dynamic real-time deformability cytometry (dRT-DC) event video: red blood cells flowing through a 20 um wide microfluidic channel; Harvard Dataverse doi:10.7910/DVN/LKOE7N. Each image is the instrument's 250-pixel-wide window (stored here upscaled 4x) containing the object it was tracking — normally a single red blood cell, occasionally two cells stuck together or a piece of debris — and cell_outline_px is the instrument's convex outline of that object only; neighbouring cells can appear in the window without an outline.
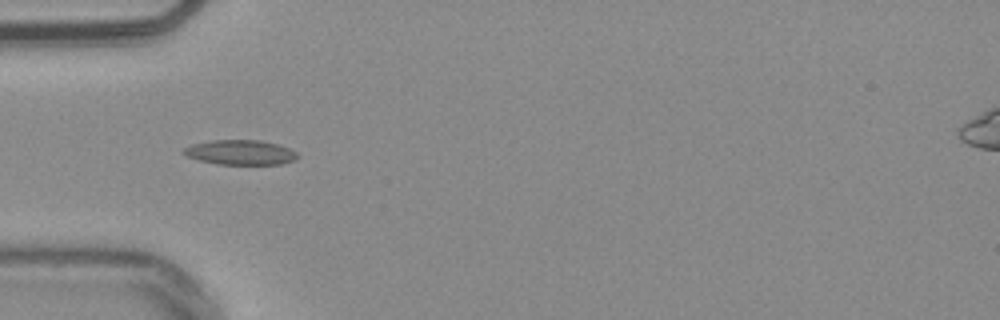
{"species": "common noctule bat (a hibernating species)", "species_latin": "Nyctalus noctula", "temperature_condition": "warm", "stored_images_in_passage": 37, "camera_frame_rate_fps": 3000, "um_per_image_px": 0.085, "animal": {"sex": "male", "body_mass_g": 20.4}, "frame": {"image": 1, "passage_image": 1, "time_ms": 0.0, "image_size_px": [1000, 320], "cell_outline_px": [[300, 156], [292, 160], [280, 164], [216, 164], [200, 160], [188, 156], [180, 152], [184, 148], [192, 144], [212, 140], [260, 140], [280, 144], [296, 152]], "centroid_in_image_um": [20.43, 12.94], "position_along_channel_um": 64.6, "area_um2": 16.42}}
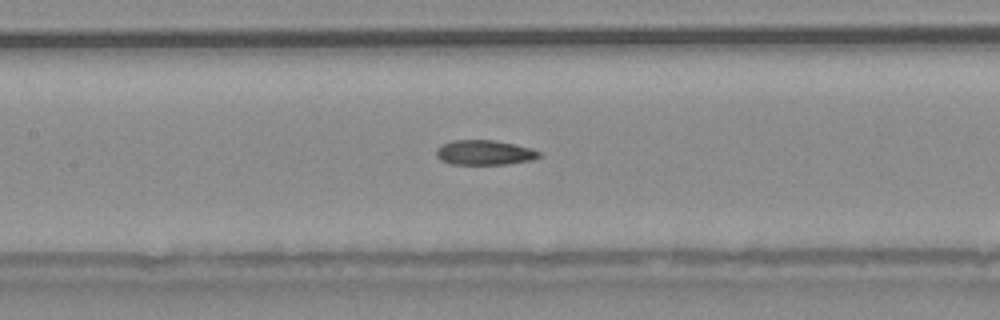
{"frame": {"image": 2, "passage_image": 9, "time_ms": 2.667, "image_size_px": [1000, 320], "cell_outline_px": [[540, 156], [532, 160], [508, 164], [452, 164], [440, 160], [436, 156], [436, 148], [452, 140], [492, 140], [532, 148], [540, 152]], "centroid_in_image_um": [41.17, 12.97], "position_along_channel_um": 166.2, "area_um2": 14.8}}
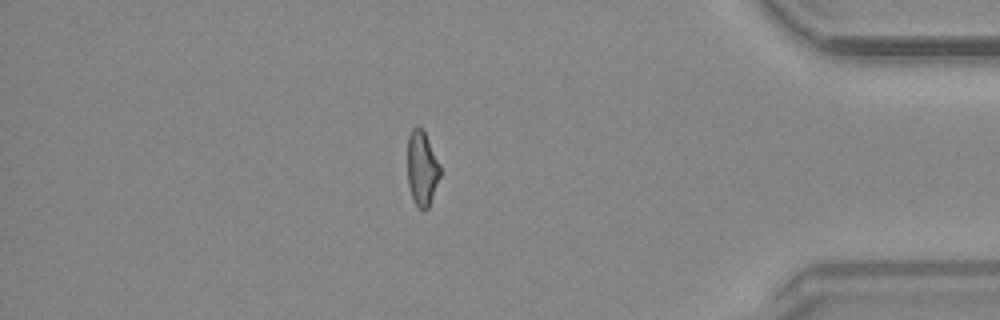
{"frame": {"image": 3, "passage_image": 30, "time_ms": 9.667, "image_size_px": [1000, 320], "cell_outline_px": [[440, 176], [428, 208], [424, 212], [416, 204], [412, 196], [408, 184], [408, 136], [412, 128], [416, 124], [420, 124], [424, 128], [440, 164]], "centroid_in_image_um": [35.87, 14.22], "position_along_channel_um": 399.3, "area_um2": 14.45}, "authors_computed_cell_mechanics": {"area_um2": 15.028, "velocity_mm_per_s": 3.817, "shape_relaxation_time_tau1_ms": null, "shape_relaxation_time_tau2_ms": 5.2273, "deformation_change_tau1": null, "deformation_change_tau2": 0.101}}